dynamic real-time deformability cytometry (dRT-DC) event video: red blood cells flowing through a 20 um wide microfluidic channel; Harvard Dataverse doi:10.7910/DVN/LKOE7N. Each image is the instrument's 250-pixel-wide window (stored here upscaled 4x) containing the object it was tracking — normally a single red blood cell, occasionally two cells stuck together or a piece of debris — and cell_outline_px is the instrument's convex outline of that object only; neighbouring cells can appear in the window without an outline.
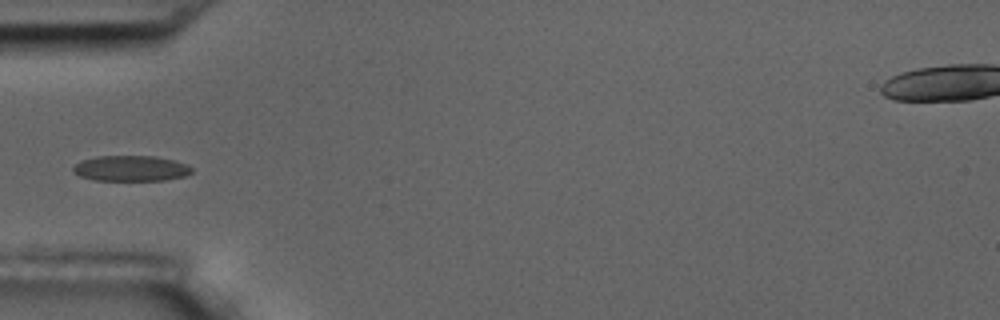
{"species": "common noctule bat (a hibernating species)", "species_latin": "Nyctalus noctula", "temperature_condition": "room temperature", "stored_images_in_passage": 4, "camera_frame_rate_fps": 3000, "um_per_image_px": 0.085, "animal": {"sex": "male", "body_mass_g": 17.5, "forearm_length_mm": 52.3}, "frame": {"image": 1, "passage_image": 1, "time_ms": 0.0, "image_size_px": [1000, 320], "cell_outline_px": [[192, 172], [184, 176], [164, 180], [96, 180], [80, 176], [72, 172], [72, 168], [76, 164], [84, 160], [96, 156], [156, 156], [172, 160], [184, 164], [192, 168]], "centroid_in_image_um": [11.1, 14.31], "position_along_channel_um": 73.9, "area_um2": 17.46}}
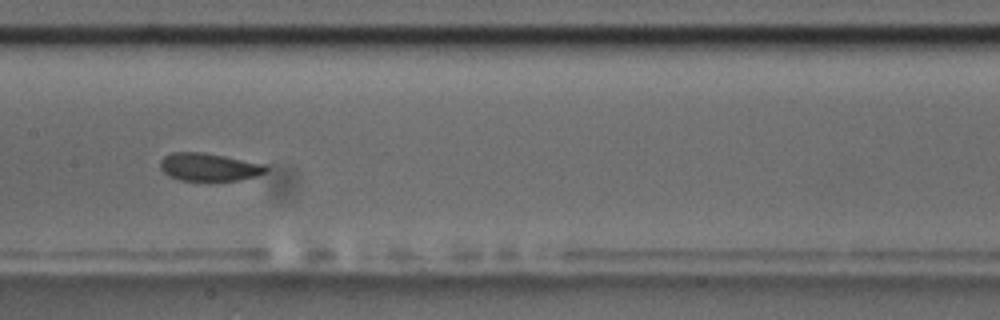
{"frame": {"image": 2, "passage_image": 4, "time_ms": 3.333, "image_size_px": [1000, 320], "cell_outline_px": [[268, 172], [256, 176], [240, 180], [180, 180], [168, 176], [160, 168], [160, 160], [164, 156], [172, 152], [200, 152], [224, 156], [264, 164], [268, 168]], "centroid_in_image_um": [17.76, 14.2], "position_along_channel_um": 189.6, "area_um2": 17.11}}